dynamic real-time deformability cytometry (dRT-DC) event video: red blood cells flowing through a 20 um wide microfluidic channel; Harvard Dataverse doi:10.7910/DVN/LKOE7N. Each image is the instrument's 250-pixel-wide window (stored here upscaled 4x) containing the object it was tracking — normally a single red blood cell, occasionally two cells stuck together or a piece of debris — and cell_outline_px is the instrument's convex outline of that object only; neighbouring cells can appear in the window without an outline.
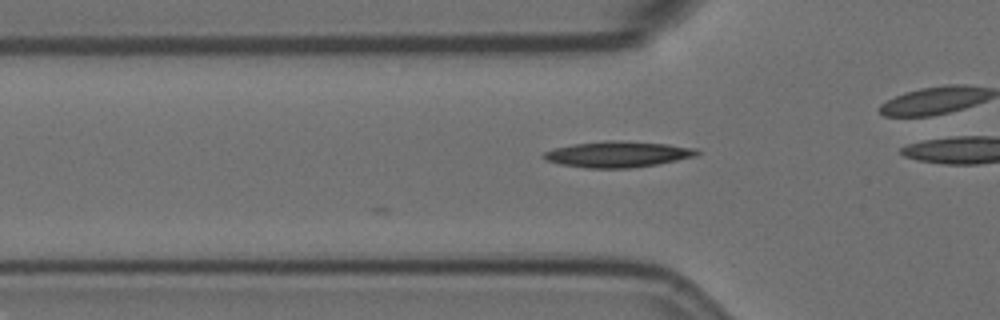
{"species": "Egyptian fruit bat (a non-hibernating species)", "species_latin": "Rousettus aegyptiacus", "temperature_condition": "room temperature", "stored_images_in_passage": 6, "camera_frame_rate_fps": 3000, "um_per_image_px": 0.085, "animal": {"sex": "female"}, "frame": {"image": 1, "passage_image": 3, "time_ms": 0.667, "image_size_px": [1000, 320], "cell_outline_px": [[700, 152], [696, 156], [656, 164], [628, 168], [584, 168], [560, 164], [544, 160], [540, 156], [544, 152], [556, 148], [572, 144], [604, 140], [620, 140], [668, 144], [696, 148]], "centroid_in_image_um": [52.47, 13.1], "position_along_channel_um": 73.3, "area_um2": 23.29}}